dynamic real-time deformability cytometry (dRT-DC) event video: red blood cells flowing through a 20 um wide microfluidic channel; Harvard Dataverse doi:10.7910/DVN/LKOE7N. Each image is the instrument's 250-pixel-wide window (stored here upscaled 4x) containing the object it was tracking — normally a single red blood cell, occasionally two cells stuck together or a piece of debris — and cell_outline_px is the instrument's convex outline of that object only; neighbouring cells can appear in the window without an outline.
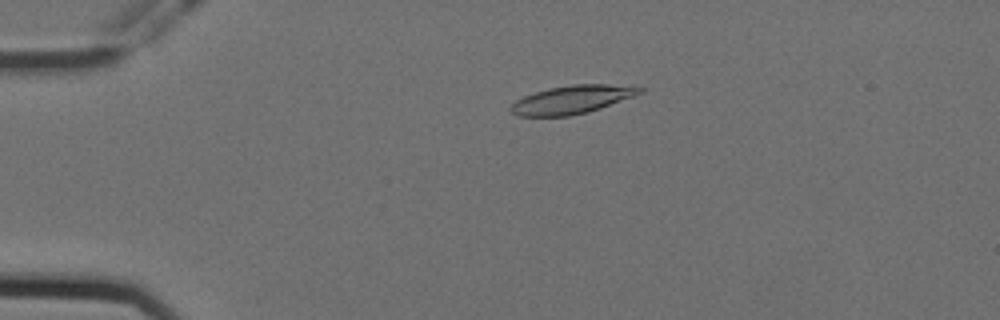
{"species": "Egyptian fruit bat (a non-hibernating species)", "species_latin": "Rousettus aegyptiacus", "temperature_condition": "cold", "stored_images_in_passage": 48, "camera_frame_rate_fps": 3000, "um_per_image_px": 0.085, "animal": {"sex": "female"}, "frame": {"image": 1, "passage_image": 3, "time_ms": 0.667, "image_size_px": [1000, 320], "cell_outline_px": [[644, 92], [600, 108], [588, 112], [568, 116], [516, 116], [508, 108], [516, 100], [524, 96], [548, 88], [572, 84], [608, 84], [644, 88]], "centroid_in_image_um": [48.59, 8.47], "position_along_channel_um": 36.4, "area_um2": 21.1}}
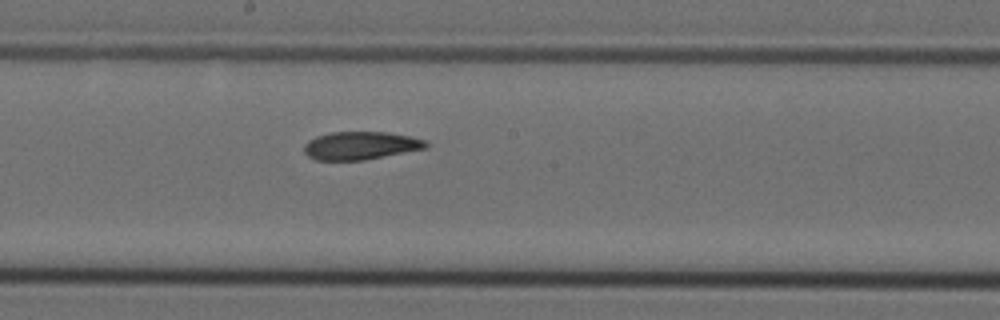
{"frame": {"image": 2, "passage_image": 22, "time_ms": 7.0, "image_size_px": [1000, 320], "cell_outline_px": [[428, 148], [364, 160], [316, 160], [308, 156], [304, 152], [304, 144], [308, 140], [316, 136], [332, 132], [388, 132], [428, 140]], "centroid_in_image_um": [30.66, 12.37], "position_along_channel_um": 217.5, "area_um2": 20.0}}
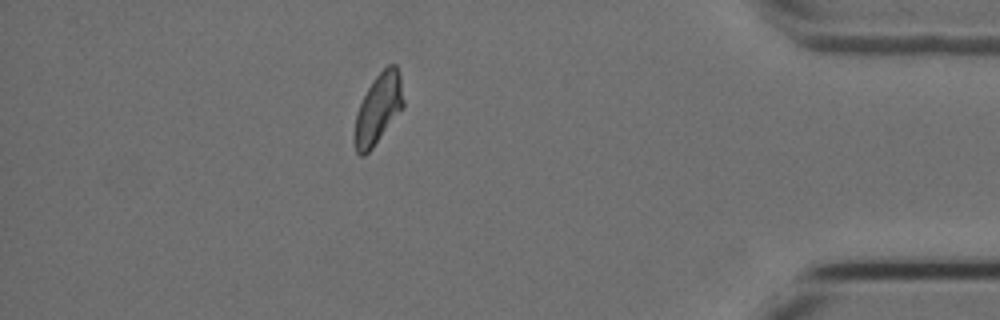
{"frame": {"image": 3, "passage_image": 41, "time_ms": 13.333, "image_size_px": [1000, 320], "cell_outline_px": [[404, 108], [372, 148], [364, 156], [360, 156], [356, 152], [352, 140], [356, 112], [372, 80], [388, 64], [396, 64], [400, 76], [404, 100]], "centroid_in_image_um": [32.13, 9.28], "position_along_channel_um": 403.1, "area_um2": 20.23}, "authors_computed_cell_mechanics": {"area_um2": 20.4901, "velocity_mm_per_s": 3.5394, "shape_relaxation_time_tau1_ms": 6.3145, "shape_relaxation_time_tau2_ms": 3.3447, "deformation_change_tau1": 0.1816, "deformation_change_tau2": 0.0833}}